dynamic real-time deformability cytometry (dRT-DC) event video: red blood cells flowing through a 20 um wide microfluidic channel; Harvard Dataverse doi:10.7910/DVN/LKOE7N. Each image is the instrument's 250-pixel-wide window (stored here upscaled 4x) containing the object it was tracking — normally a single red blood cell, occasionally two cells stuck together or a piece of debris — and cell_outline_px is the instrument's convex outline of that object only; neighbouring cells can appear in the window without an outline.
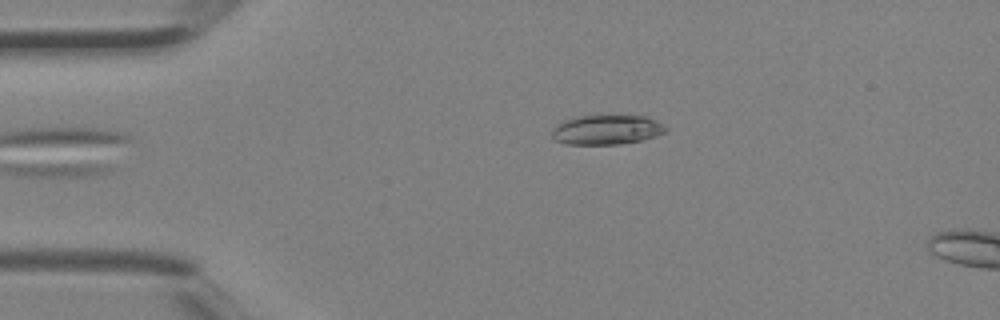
{"species": "Egyptian fruit bat (a non-hibernating species)", "species_latin": "Rousettus aegyptiacus", "temperature_condition": "room temperature", "stored_images_in_passage": 2, "camera_frame_rate_fps": 3000, "um_per_image_px": 0.085, "animal": {"sex": "female"}, "frame": {"image": 1, "passage_image": 2, "time_ms": 0.333, "image_size_px": [1000, 320], "cell_outline_px": [[668, 132], [656, 136], [640, 140], [620, 144], [564, 144], [556, 140], [552, 136], [552, 128], [556, 124], [572, 116], [648, 116], [664, 124], [668, 128]], "centroid_in_image_um": [51.58, 11.02], "position_along_channel_um": 33.4, "area_um2": 19.83}}